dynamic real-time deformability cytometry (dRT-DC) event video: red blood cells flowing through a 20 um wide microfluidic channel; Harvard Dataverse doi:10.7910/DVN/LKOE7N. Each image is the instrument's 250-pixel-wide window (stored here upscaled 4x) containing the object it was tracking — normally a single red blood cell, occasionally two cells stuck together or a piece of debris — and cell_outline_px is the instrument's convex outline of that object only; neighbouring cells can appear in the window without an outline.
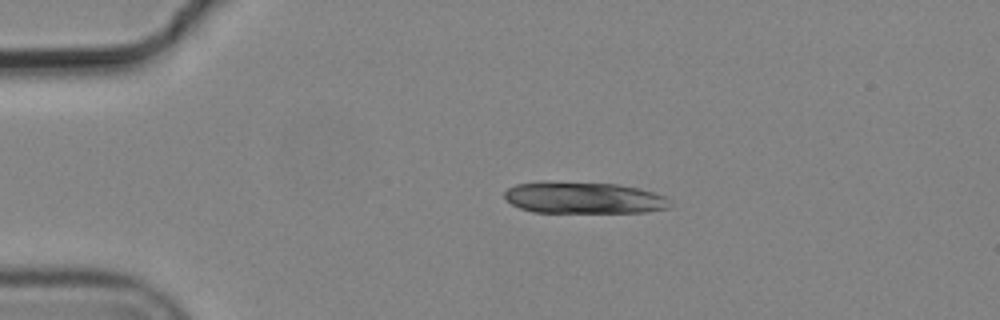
{"species": "common noctule bat (a hibernating species)", "species_latin": "Nyctalus noctula", "temperature_condition": "cold", "stored_images_in_passage": 3, "camera_frame_rate_fps": 3000, "um_per_image_px": 0.085, "animal": {"sex": "male", "body_mass_g": 19.2, "forearm_length_mm": 51.8}, "frame": {"image": 1, "passage_image": 1, "time_ms": 0.0, "image_size_px": [1000, 320], "cell_outline_px": [[672, 208], [648, 212], [532, 212], [520, 208], [512, 204], [504, 196], [504, 192], [508, 188], [516, 184], [540, 180], [548, 180], [616, 184], [640, 188], [664, 196], [672, 200]], "centroid_in_image_um": [49.63, 16.79], "position_along_channel_um": 35.4, "area_um2": 31.15}}